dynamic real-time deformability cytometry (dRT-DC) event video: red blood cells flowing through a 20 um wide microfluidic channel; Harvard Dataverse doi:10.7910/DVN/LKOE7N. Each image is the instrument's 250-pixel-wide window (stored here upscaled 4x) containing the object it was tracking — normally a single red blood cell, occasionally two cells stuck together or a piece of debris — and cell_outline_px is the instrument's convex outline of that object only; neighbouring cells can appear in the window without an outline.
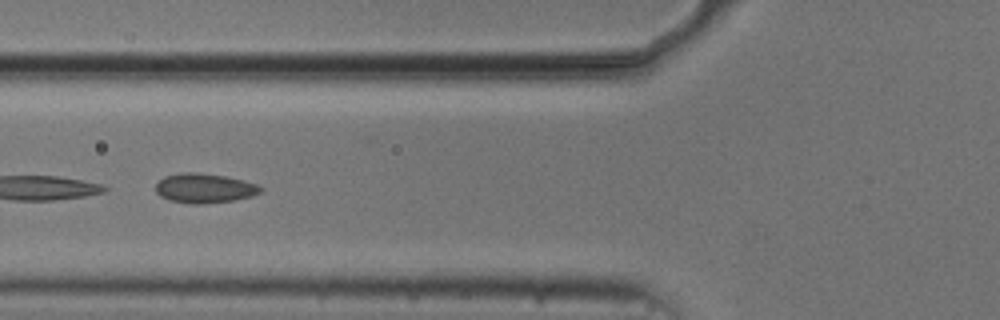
{"species": "common noctule bat (a hibernating species)", "species_latin": "Nyctalus noctula", "temperature_condition": "cold", "stored_images_in_passage": 23, "camera_frame_rate_fps": 3000, "um_per_image_px": 0.085, "animal": {"sex": "male", "body_mass_g": 20.5, "forearm_length_mm": 52.5}, "frame": {"image": 1, "passage_image": 20, "time_ms": 6.333, "image_size_px": [1000, 320], "cell_outline_px": [[264, 188], [260, 192], [252, 196], [236, 200], [204, 204], [192, 204], [168, 200], [160, 196], [156, 192], [156, 184], [164, 176], [180, 172], [196, 172], [224, 176], [256, 184]], "centroid_in_image_um": [17.35, 16.0], "position_along_channel_um": 108.4, "area_um2": 18.09}}